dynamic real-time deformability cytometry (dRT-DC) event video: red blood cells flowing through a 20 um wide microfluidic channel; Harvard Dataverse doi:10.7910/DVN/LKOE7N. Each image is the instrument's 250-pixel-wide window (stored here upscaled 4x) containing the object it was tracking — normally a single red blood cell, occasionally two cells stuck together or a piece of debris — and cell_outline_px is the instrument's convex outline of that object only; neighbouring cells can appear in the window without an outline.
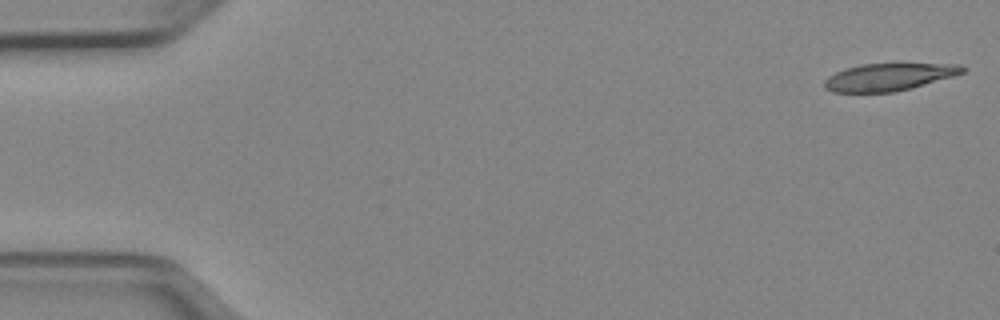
{"species": "Egyptian fruit bat (a non-hibernating species)", "species_latin": "Rousettus aegyptiacus", "temperature_condition": "cold", "stored_images_in_passage": 50, "camera_frame_rate_fps": 3000, "um_per_image_px": 0.085, "animal": {"sex": "female"}, "frame": {"image": 1, "passage_image": 1, "time_ms": 0.0, "image_size_px": [1000, 320], "cell_outline_px": [[968, 68], [964, 72], [952, 76], [912, 88], [892, 92], [832, 92], [824, 88], [824, 80], [828, 76], [844, 68], [860, 64], [960, 64]], "centroid_in_image_um": [75.53, 6.54], "position_along_channel_um": 9.5, "area_um2": 21.96}}
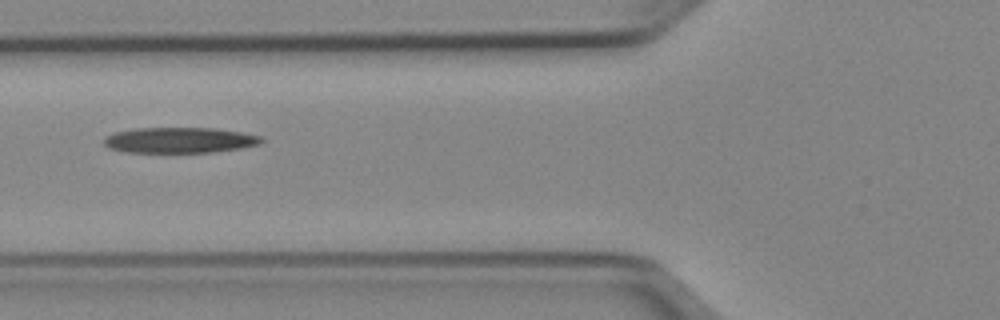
{"frame": {"image": 2, "passage_image": 19, "time_ms": 6.0, "image_size_px": [1000, 320], "cell_outline_px": [[264, 140], [260, 144], [240, 148], [212, 152], [124, 152], [108, 148], [104, 144], [104, 136], [112, 132], [136, 128], [216, 128], [240, 132], [260, 136]], "centroid_in_image_um": [15.21, 11.91], "position_along_channel_um": 110.6, "area_um2": 23.58}}
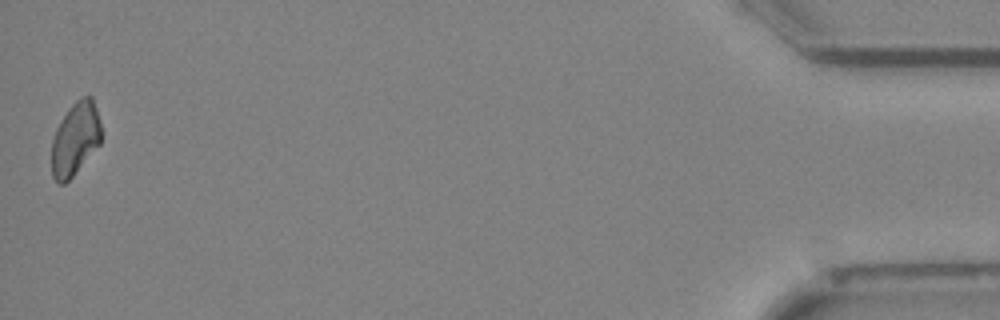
{"frame": {"image": 3, "passage_image": 50, "time_ms": 16.333, "image_size_px": [1000, 320], "cell_outline_px": [[100, 144], [72, 176], [64, 184], [60, 184], [52, 176], [52, 140], [56, 128], [68, 108], [76, 100], [84, 96], [92, 96], [100, 120]], "centroid_in_image_um": [6.39, 11.78], "position_along_channel_um": 428.8, "area_um2": 20.92}}